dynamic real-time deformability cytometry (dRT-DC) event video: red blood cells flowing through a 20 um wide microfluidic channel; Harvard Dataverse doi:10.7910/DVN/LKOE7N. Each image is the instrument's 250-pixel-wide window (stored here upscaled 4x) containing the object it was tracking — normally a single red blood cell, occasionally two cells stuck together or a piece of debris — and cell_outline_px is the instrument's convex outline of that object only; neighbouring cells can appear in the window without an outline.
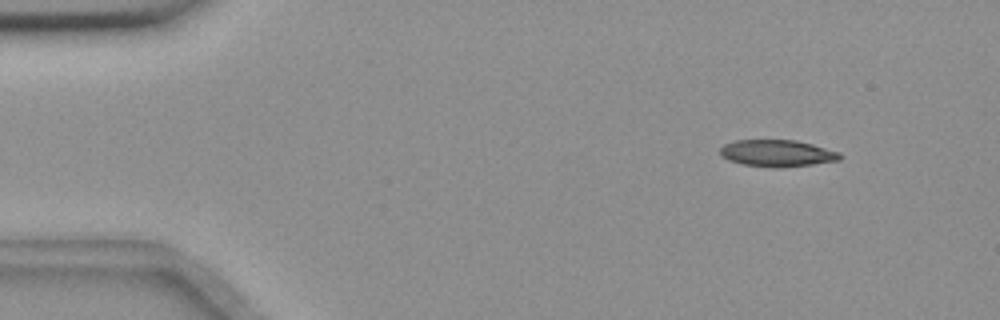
{"species": "common noctule bat (a hibernating species)", "species_latin": "Nyctalus noctula", "temperature_condition": "room temperature", "stored_images_in_passage": 51, "camera_frame_rate_fps": 3000, "um_per_image_px": 0.085, "animal": {"sex": "female", "body_mass_g": 18.4}, "frame": {"image": 1, "passage_image": 2, "time_ms": 0.333, "image_size_px": [1000, 320], "cell_outline_px": [[844, 156], [840, 160], [812, 164], [772, 168], [744, 164], [728, 160], [720, 156], [720, 148], [724, 144], [736, 140], [796, 140], [812, 144], [840, 152]], "centroid_in_image_um": [66.06, 13.02], "position_along_channel_um": 18.9, "area_um2": 18.73}}
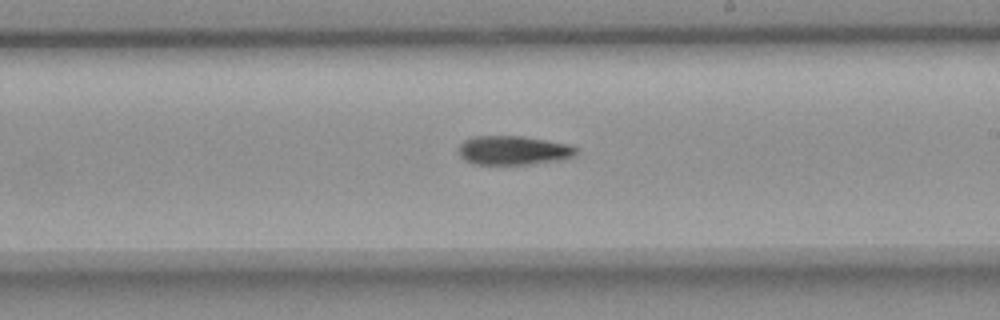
{"frame": {"image": 2, "passage_image": 28, "time_ms": 9.0, "image_size_px": [1000, 320], "cell_outline_px": [[580, 148], [576, 156], [560, 160], [532, 164], [472, 164], [464, 160], [456, 152], [460, 144], [464, 140], [472, 136], [520, 136], [568, 144]], "centroid_in_image_um": [43.63, 12.78], "position_along_channel_um": 245.4, "area_um2": 20.17}}
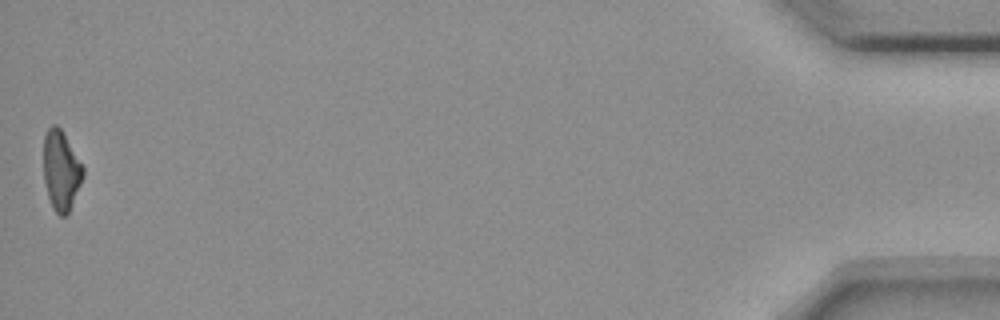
{"frame": {"image": 3, "passage_image": 51, "time_ms": 16.667, "image_size_px": [1000, 320], "cell_outline_px": [[84, 176], [68, 212], [64, 216], [60, 216], [52, 208], [48, 196], [44, 180], [44, 136], [48, 128], [52, 124], [56, 124], [60, 128], [84, 168]], "centroid_in_image_um": [5.18, 14.49], "position_along_channel_um": 430.0, "area_um2": 18.03}, "authors_computed_cell_mechanics": {"area_um2": 19.8832, "velocity_mm_per_s": 3.6564, "shape_relaxation_time_tau1_ms": 7.6528, "shape_relaxation_time_tau2_ms": null, "deformation_change_tau1": 0.1732, "deformation_change_tau2": null}}